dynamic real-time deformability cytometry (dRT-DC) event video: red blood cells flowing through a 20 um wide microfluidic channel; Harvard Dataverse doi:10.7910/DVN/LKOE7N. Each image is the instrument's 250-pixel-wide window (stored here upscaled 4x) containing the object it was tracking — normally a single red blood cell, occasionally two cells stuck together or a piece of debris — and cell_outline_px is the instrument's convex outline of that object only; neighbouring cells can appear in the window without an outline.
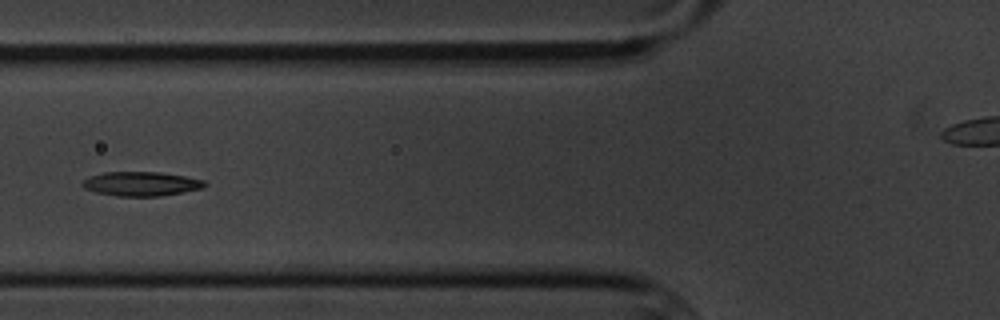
{"species": "common noctule bat (a hibernating species)", "species_latin": "Nyctalus noctula", "temperature_condition": "cold", "stored_images_in_passage": 16, "camera_frame_rate_fps": 3000, "um_per_image_px": 0.085, "animal": {"sex": "male", "body_mass_g": 20.1, "forearm_length_mm": 53.5}, "frame": {"image": 1, "passage_image": 6, "time_ms": 6.667, "image_size_px": [1000, 320], "cell_outline_px": [[208, 184], [200, 188], [160, 196], [116, 196], [96, 192], [84, 188], [80, 184], [88, 176], [104, 172], [160, 172], [184, 176], [204, 180]], "centroid_in_image_um": [11.95, 15.61], "position_along_channel_um": 113.9, "area_um2": 17.17}}
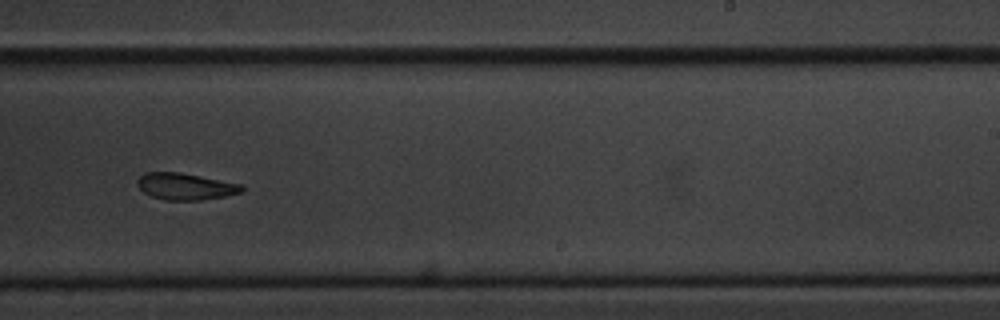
{"frame": {"image": 2, "passage_image": 10, "time_ms": 11.333, "image_size_px": [1000, 320], "cell_outline_px": [[244, 192], [224, 196], [200, 200], [164, 200], [152, 196], [144, 192], [136, 184], [136, 180], [144, 172], [180, 172], [244, 184]], "centroid_in_image_um": [15.78, 15.84], "position_along_channel_um": 273.2, "area_um2": 16.42}}
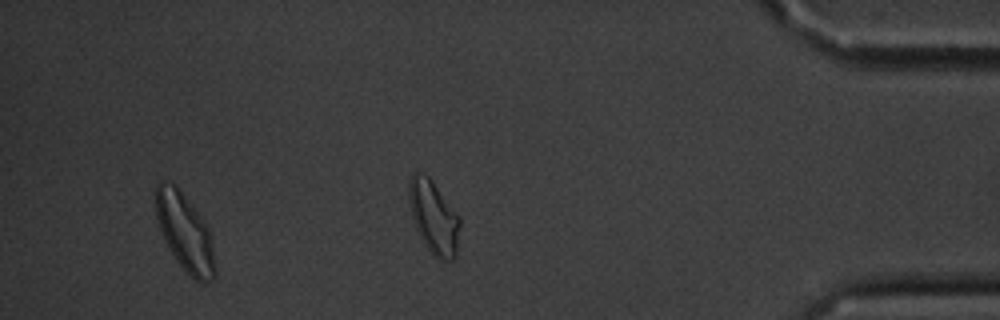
{"frame": {"image": 3, "passage_image": 14, "time_ms": 16.0, "image_size_px": [1000, 320], "cell_outline_px": [[216, 276], [212, 280], [204, 284], [196, 280], [176, 260], [164, 240], [156, 220], [156, 184], [160, 180], [168, 180], [176, 184], [200, 216], [208, 228], [212, 240], [216, 268]], "centroid_in_image_um": [15.71, 19.73], "position_along_channel_um": 419.5, "area_um2": 26.82}, "authors_computed_cell_mechanics": {"area_um2": 16.7331, "velocity_mm_per_s": 3.4195, "shape_relaxation_time_tau1_ms": 5.9183, "shape_relaxation_time_tau2_ms": 4.2721, "deformation_change_tau1": 0.1165, "deformation_change_tau2": 0.0917}}